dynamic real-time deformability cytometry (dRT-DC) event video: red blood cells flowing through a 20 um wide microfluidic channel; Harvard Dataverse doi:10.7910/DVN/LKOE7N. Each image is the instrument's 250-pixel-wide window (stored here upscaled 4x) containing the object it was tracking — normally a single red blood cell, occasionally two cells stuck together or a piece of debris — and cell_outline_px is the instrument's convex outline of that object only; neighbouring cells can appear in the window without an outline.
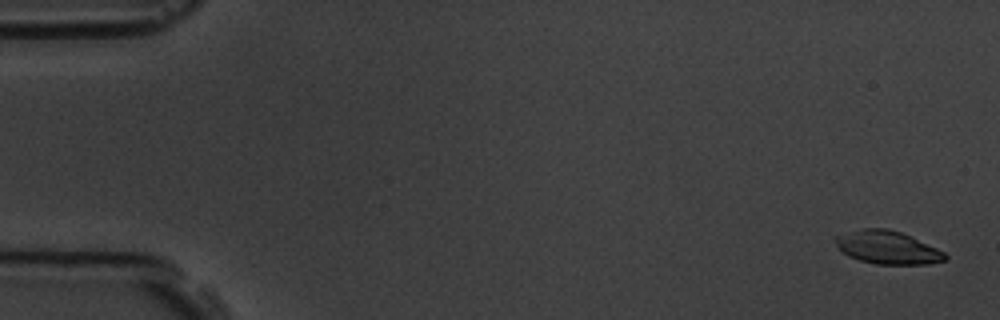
{"species": "common noctule bat (a hibernating species)", "species_latin": "Nyctalus noctula", "temperature_condition": "room temperature", "stored_images_in_passage": 5, "camera_frame_rate_fps": 3000, "um_per_image_px": 0.085, "animal": {"sex": "male", "body_mass_g": 19.5, "forearm_length_mm": 54.6}, "frame": {"image": 1, "passage_image": 1, "time_ms": 0.0, "image_size_px": [1000, 320], "cell_outline_px": [[948, 256], [944, 260], [928, 264], [876, 264], [860, 260], [848, 256], [836, 244], [832, 236], [840, 232], [864, 228], [888, 228], [900, 232], [936, 248], [944, 252]], "centroid_in_image_um": [75.36, 21.02], "position_along_channel_um": 9.6, "area_um2": 21.1}}
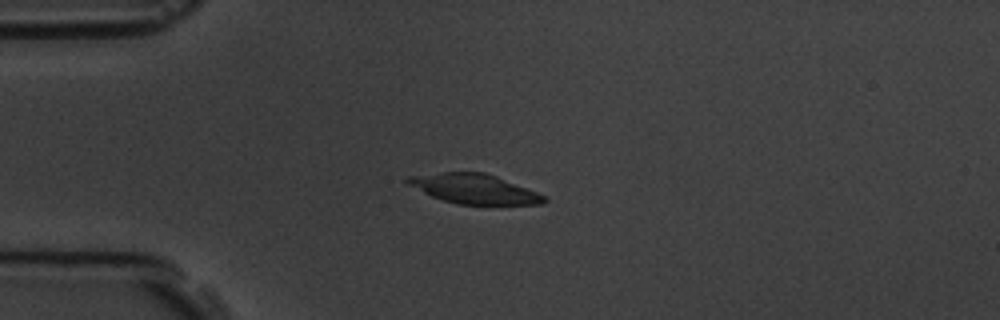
{"frame": {"image": 2, "passage_image": 5, "time_ms": 4.333, "image_size_px": [1000, 320], "cell_outline_px": [[548, 200], [544, 204], [456, 204], [432, 196], [404, 184], [404, 180], [408, 176], [444, 172], [484, 172], [496, 176], [536, 192], [544, 196]], "centroid_in_image_um": [40.25, 16.05], "position_along_channel_um": 44.8, "area_um2": 23.35}}